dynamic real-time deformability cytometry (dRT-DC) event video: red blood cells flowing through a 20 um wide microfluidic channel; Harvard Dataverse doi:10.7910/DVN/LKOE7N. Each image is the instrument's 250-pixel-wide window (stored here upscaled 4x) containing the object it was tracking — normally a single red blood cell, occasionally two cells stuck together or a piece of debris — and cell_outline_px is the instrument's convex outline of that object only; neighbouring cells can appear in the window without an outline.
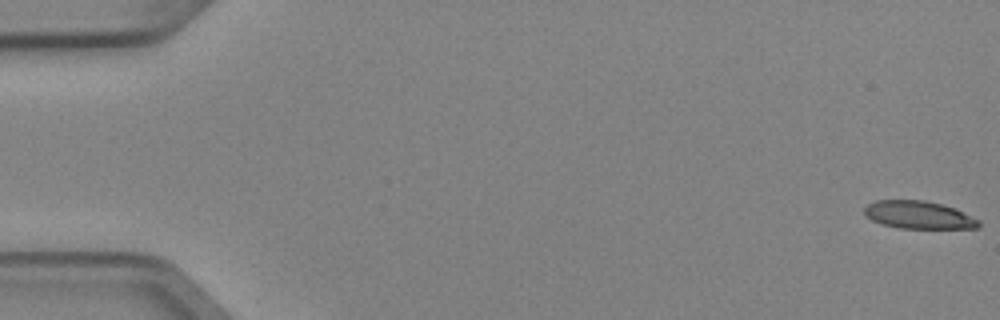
{"species": "Egyptian fruit bat (a non-hibernating species)", "species_latin": "Rousettus aegyptiacus", "temperature_condition": "cold", "stored_images_in_passage": 5, "camera_frame_rate_fps": 3000, "um_per_image_px": 0.085, "animal": {"sex": "female"}, "frame": {"image": 1, "passage_image": 1, "time_ms": 0.0, "image_size_px": [1000, 320], "cell_outline_px": [[980, 224], [976, 228], [900, 228], [884, 224], [872, 220], [864, 216], [864, 208], [868, 204], [876, 200], [924, 200], [956, 208], [980, 220]], "centroid_in_image_um": [78.08, 18.26], "position_along_channel_um": 6.9, "area_um2": 18.44}}
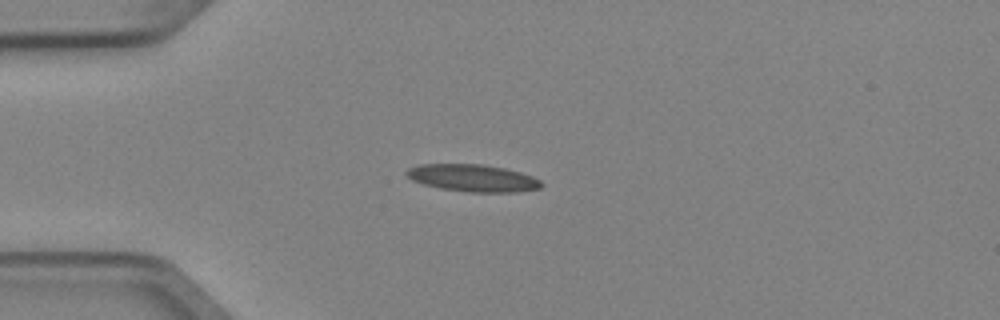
{"frame": {"image": 2, "passage_image": 4, "time_ms": 1.0, "image_size_px": [1000, 320], "cell_outline_px": [[544, 184], [540, 188], [516, 192], [468, 192], [440, 188], [424, 184], [412, 180], [404, 172], [408, 168], [420, 164], [480, 164], [504, 168], [520, 172], [532, 176], [540, 180]], "centroid_in_image_um": [40.19, 15.13], "position_along_channel_um": 44.8, "area_um2": 21.33}}
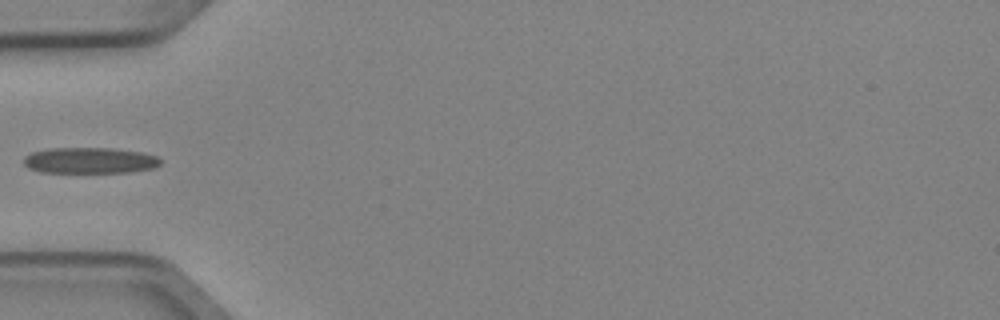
{"frame": {"image": 3, "passage_image": 5, "time_ms": 1.333, "image_size_px": [1000, 320], "cell_outline_px": [[160, 164], [156, 168], [128, 172], [40, 172], [28, 168], [24, 164], [24, 156], [32, 152], [48, 148], [112, 148], [144, 152], [156, 156], [160, 160]], "centroid_in_image_um": [7.63, 13.63], "position_along_channel_um": 77.4, "area_um2": 20.81}}